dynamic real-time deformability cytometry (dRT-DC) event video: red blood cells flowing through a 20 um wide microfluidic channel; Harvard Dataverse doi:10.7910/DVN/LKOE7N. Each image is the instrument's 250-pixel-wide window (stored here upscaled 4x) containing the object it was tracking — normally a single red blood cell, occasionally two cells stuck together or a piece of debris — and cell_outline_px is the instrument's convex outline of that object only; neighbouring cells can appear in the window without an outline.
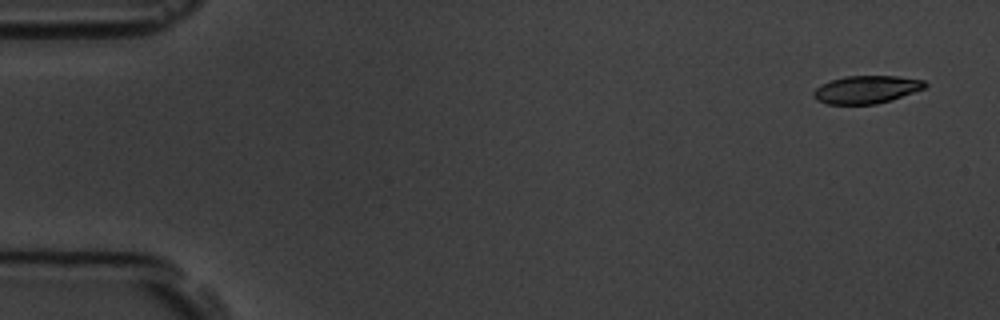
{"species": "common noctule bat (a hibernating species)", "species_latin": "Nyctalus noctula", "temperature_condition": "room temperature", "stored_images_in_passage": 5, "camera_frame_rate_fps": 3000, "um_per_image_px": 0.085, "animal": {"sex": "male", "body_mass_g": 19.5, "forearm_length_mm": 54.6}, "frame": {"image": 1, "passage_image": 1, "time_ms": 0.0, "image_size_px": [1000, 320], "cell_outline_px": [[928, 84], [924, 88], [892, 100], [876, 104], [828, 104], [816, 100], [812, 96], [812, 92], [820, 84], [844, 76], [896, 76], [924, 80]], "centroid_in_image_um": [73.62, 7.61], "position_along_channel_um": 11.4, "area_um2": 18.09}}
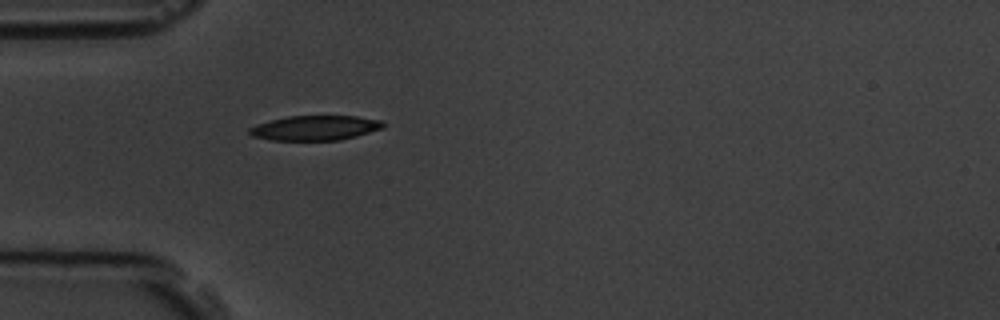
{"frame": {"image": 2, "passage_image": 5, "time_ms": 4.667, "image_size_px": [1000, 320], "cell_outline_px": [[384, 128], [356, 136], [340, 140], [272, 140], [252, 136], [248, 132], [248, 128], [256, 124], [288, 116], [356, 116], [384, 120]], "centroid_in_image_um": [26.81, 10.87], "position_along_channel_um": 58.2, "area_um2": 19.36}}